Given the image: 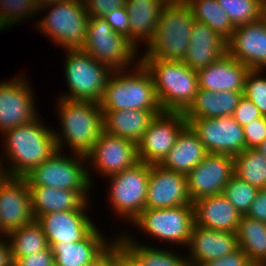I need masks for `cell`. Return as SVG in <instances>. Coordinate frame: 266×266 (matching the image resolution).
<instances>
[{
  "label": "cell",
  "mask_w": 266,
  "mask_h": 266,
  "mask_svg": "<svg viewBox=\"0 0 266 266\" xmlns=\"http://www.w3.org/2000/svg\"><path fill=\"white\" fill-rule=\"evenodd\" d=\"M6 238V234L2 231L1 229V224H0V239Z\"/></svg>",
  "instance_id": "obj_54"
},
{
  "label": "cell",
  "mask_w": 266,
  "mask_h": 266,
  "mask_svg": "<svg viewBox=\"0 0 266 266\" xmlns=\"http://www.w3.org/2000/svg\"><path fill=\"white\" fill-rule=\"evenodd\" d=\"M187 120L181 112H162L152 120L137 144L140 162L160 164L175 145Z\"/></svg>",
  "instance_id": "obj_12"
},
{
  "label": "cell",
  "mask_w": 266,
  "mask_h": 266,
  "mask_svg": "<svg viewBox=\"0 0 266 266\" xmlns=\"http://www.w3.org/2000/svg\"><path fill=\"white\" fill-rule=\"evenodd\" d=\"M66 0H37L36 6L37 8H41L50 4H54L56 2H64Z\"/></svg>",
  "instance_id": "obj_51"
},
{
  "label": "cell",
  "mask_w": 266,
  "mask_h": 266,
  "mask_svg": "<svg viewBox=\"0 0 266 266\" xmlns=\"http://www.w3.org/2000/svg\"><path fill=\"white\" fill-rule=\"evenodd\" d=\"M257 150H259L262 155L266 158V139L264 140V142L257 148Z\"/></svg>",
  "instance_id": "obj_53"
},
{
  "label": "cell",
  "mask_w": 266,
  "mask_h": 266,
  "mask_svg": "<svg viewBox=\"0 0 266 266\" xmlns=\"http://www.w3.org/2000/svg\"><path fill=\"white\" fill-rule=\"evenodd\" d=\"M186 120L208 153L235 156L245 150L243 127L233 116Z\"/></svg>",
  "instance_id": "obj_13"
},
{
  "label": "cell",
  "mask_w": 266,
  "mask_h": 266,
  "mask_svg": "<svg viewBox=\"0 0 266 266\" xmlns=\"http://www.w3.org/2000/svg\"><path fill=\"white\" fill-rule=\"evenodd\" d=\"M103 18L109 23L114 32L124 35L130 40V20L125 6L115 9Z\"/></svg>",
  "instance_id": "obj_43"
},
{
  "label": "cell",
  "mask_w": 266,
  "mask_h": 266,
  "mask_svg": "<svg viewBox=\"0 0 266 266\" xmlns=\"http://www.w3.org/2000/svg\"><path fill=\"white\" fill-rule=\"evenodd\" d=\"M246 216L266 223V189H260Z\"/></svg>",
  "instance_id": "obj_46"
},
{
  "label": "cell",
  "mask_w": 266,
  "mask_h": 266,
  "mask_svg": "<svg viewBox=\"0 0 266 266\" xmlns=\"http://www.w3.org/2000/svg\"><path fill=\"white\" fill-rule=\"evenodd\" d=\"M59 132L54 131L57 149L68 147L71 153L86 156L104 132L103 111L99 103L81 100L57 99Z\"/></svg>",
  "instance_id": "obj_2"
},
{
  "label": "cell",
  "mask_w": 266,
  "mask_h": 266,
  "mask_svg": "<svg viewBox=\"0 0 266 266\" xmlns=\"http://www.w3.org/2000/svg\"><path fill=\"white\" fill-rule=\"evenodd\" d=\"M236 27L261 18L262 0H217Z\"/></svg>",
  "instance_id": "obj_36"
},
{
  "label": "cell",
  "mask_w": 266,
  "mask_h": 266,
  "mask_svg": "<svg viewBox=\"0 0 266 266\" xmlns=\"http://www.w3.org/2000/svg\"><path fill=\"white\" fill-rule=\"evenodd\" d=\"M249 266H266V264H262V263H252Z\"/></svg>",
  "instance_id": "obj_55"
},
{
  "label": "cell",
  "mask_w": 266,
  "mask_h": 266,
  "mask_svg": "<svg viewBox=\"0 0 266 266\" xmlns=\"http://www.w3.org/2000/svg\"><path fill=\"white\" fill-rule=\"evenodd\" d=\"M29 189L35 220L51 212L90 209L89 190L55 189L47 186Z\"/></svg>",
  "instance_id": "obj_26"
},
{
  "label": "cell",
  "mask_w": 266,
  "mask_h": 266,
  "mask_svg": "<svg viewBox=\"0 0 266 266\" xmlns=\"http://www.w3.org/2000/svg\"><path fill=\"white\" fill-rule=\"evenodd\" d=\"M195 224L207 229L236 232L242 215L221 193L193 202Z\"/></svg>",
  "instance_id": "obj_25"
},
{
  "label": "cell",
  "mask_w": 266,
  "mask_h": 266,
  "mask_svg": "<svg viewBox=\"0 0 266 266\" xmlns=\"http://www.w3.org/2000/svg\"><path fill=\"white\" fill-rule=\"evenodd\" d=\"M0 156L4 157L3 154ZM5 161L6 160L4 158H2V160L0 158V187L12 177L8 167H5L3 164Z\"/></svg>",
  "instance_id": "obj_50"
},
{
  "label": "cell",
  "mask_w": 266,
  "mask_h": 266,
  "mask_svg": "<svg viewBox=\"0 0 266 266\" xmlns=\"http://www.w3.org/2000/svg\"><path fill=\"white\" fill-rule=\"evenodd\" d=\"M234 175V156L208 153L187 176V190L192 201L221 194Z\"/></svg>",
  "instance_id": "obj_15"
},
{
  "label": "cell",
  "mask_w": 266,
  "mask_h": 266,
  "mask_svg": "<svg viewBox=\"0 0 266 266\" xmlns=\"http://www.w3.org/2000/svg\"><path fill=\"white\" fill-rule=\"evenodd\" d=\"M90 18L104 17L106 14L125 6V0H83Z\"/></svg>",
  "instance_id": "obj_41"
},
{
  "label": "cell",
  "mask_w": 266,
  "mask_h": 266,
  "mask_svg": "<svg viewBox=\"0 0 266 266\" xmlns=\"http://www.w3.org/2000/svg\"><path fill=\"white\" fill-rule=\"evenodd\" d=\"M99 105L101 110H162L153 78L141 61L129 70H113Z\"/></svg>",
  "instance_id": "obj_4"
},
{
  "label": "cell",
  "mask_w": 266,
  "mask_h": 266,
  "mask_svg": "<svg viewBox=\"0 0 266 266\" xmlns=\"http://www.w3.org/2000/svg\"><path fill=\"white\" fill-rule=\"evenodd\" d=\"M117 266H140L117 240Z\"/></svg>",
  "instance_id": "obj_49"
},
{
  "label": "cell",
  "mask_w": 266,
  "mask_h": 266,
  "mask_svg": "<svg viewBox=\"0 0 266 266\" xmlns=\"http://www.w3.org/2000/svg\"><path fill=\"white\" fill-rule=\"evenodd\" d=\"M104 132L132 141L136 145L142 139L156 115L163 110H102Z\"/></svg>",
  "instance_id": "obj_27"
},
{
  "label": "cell",
  "mask_w": 266,
  "mask_h": 266,
  "mask_svg": "<svg viewBox=\"0 0 266 266\" xmlns=\"http://www.w3.org/2000/svg\"><path fill=\"white\" fill-rule=\"evenodd\" d=\"M227 52V40L207 24L195 21L183 62L198 71Z\"/></svg>",
  "instance_id": "obj_24"
},
{
  "label": "cell",
  "mask_w": 266,
  "mask_h": 266,
  "mask_svg": "<svg viewBox=\"0 0 266 266\" xmlns=\"http://www.w3.org/2000/svg\"><path fill=\"white\" fill-rule=\"evenodd\" d=\"M242 96L243 92L198 89L192 104L183 114L186 119L232 116Z\"/></svg>",
  "instance_id": "obj_30"
},
{
  "label": "cell",
  "mask_w": 266,
  "mask_h": 266,
  "mask_svg": "<svg viewBox=\"0 0 266 266\" xmlns=\"http://www.w3.org/2000/svg\"><path fill=\"white\" fill-rule=\"evenodd\" d=\"M264 71L266 70H249L245 78L243 96L253 102L260 113L266 117V76Z\"/></svg>",
  "instance_id": "obj_39"
},
{
  "label": "cell",
  "mask_w": 266,
  "mask_h": 266,
  "mask_svg": "<svg viewBox=\"0 0 266 266\" xmlns=\"http://www.w3.org/2000/svg\"><path fill=\"white\" fill-rule=\"evenodd\" d=\"M150 164L137 162L133 167L107 177L108 200L114 215L129 224L145 209Z\"/></svg>",
  "instance_id": "obj_11"
},
{
  "label": "cell",
  "mask_w": 266,
  "mask_h": 266,
  "mask_svg": "<svg viewBox=\"0 0 266 266\" xmlns=\"http://www.w3.org/2000/svg\"><path fill=\"white\" fill-rule=\"evenodd\" d=\"M14 266H55L51 247L35 252L25 257H14Z\"/></svg>",
  "instance_id": "obj_44"
},
{
  "label": "cell",
  "mask_w": 266,
  "mask_h": 266,
  "mask_svg": "<svg viewBox=\"0 0 266 266\" xmlns=\"http://www.w3.org/2000/svg\"><path fill=\"white\" fill-rule=\"evenodd\" d=\"M261 19L266 24V0H262Z\"/></svg>",
  "instance_id": "obj_52"
},
{
  "label": "cell",
  "mask_w": 266,
  "mask_h": 266,
  "mask_svg": "<svg viewBox=\"0 0 266 266\" xmlns=\"http://www.w3.org/2000/svg\"><path fill=\"white\" fill-rule=\"evenodd\" d=\"M207 154L205 146L187 124L160 165L167 170L187 175Z\"/></svg>",
  "instance_id": "obj_28"
},
{
  "label": "cell",
  "mask_w": 266,
  "mask_h": 266,
  "mask_svg": "<svg viewBox=\"0 0 266 266\" xmlns=\"http://www.w3.org/2000/svg\"><path fill=\"white\" fill-rule=\"evenodd\" d=\"M193 13L185 1L169 0L162 8L154 36L140 59L183 61L190 43Z\"/></svg>",
  "instance_id": "obj_3"
},
{
  "label": "cell",
  "mask_w": 266,
  "mask_h": 266,
  "mask_svg": "<svg viewBox=\"0 0 266 266\" xmlns=\"http://www.w3.org/2000/svg\"><path fill=\"white\" fill-rule=\"evenodd\" d=\"M40 117L2 134L5 166L12 177H24L58 151L53 128Z\"/></svg>",
  "instance_id": "obj_1"
},
{
  "label": "cell",
  "mask_w": 266,
  "mask_h": 266,
  "mask_svg": "<svg viewBox=\"0 0 266 266\" xmlns=\"http://www.w3.org/2000/svg\"><path fill=\"white\" fill-rule=\"evenodd\" d=\"M86 158L88 167L95 169L101 177L120 173L139 162L135 143L106 132L99 136Z\"/></svg>",
  "instance_id": "obj_16"
},
{
  "label": "cell",
  "mask_w": 266,
  "mask_h": 266,
  "mask_svg": "<svg viewBox=\"0 0 266 266\" xmlns=\"http://www.w3.org/2000/svg\"><path fill=\"white\" fill-rule=\"evenodd\" d=\"M64 51L66 60L63 71L69 92L60 97L99 103L113 70L82 49Z\"/></svg>",
  "instance_id": "obj_8"
},
{
  "label": "cell",
  "mask_w": 266,
  "mask_h": 266,
  "mask_svg": "<svg viewBox=\"0 0 266 266\" xmlns=\"http://www.w3.org/2000/svg\"><path fill=\"white\" fill-rule=\"evenodd\" d=\"M37 13L39 10L32 0H0V31L15 26L23 19H33L39 16Z\"/></svg>",
  "instance_id": "obj_37"
},
{
  "label": "cell",
  "mask_w": 266,
  "mask_h": 266,
  "mask_svg": "<svg viewBox=\"0 0 266 266\" xmlns=\"http://www.w3.org/2000/svg\"><path fill=\"white\" fill-rule=\"evenodd\" d=\"M193 205L187 190V176L150 164L145 209Z\"/></svg>",
  "instance_id": "obj_17"
},
{
  "label": "cell",
  "mask_w": 266,
  "mask_h": 266,
  "mask_svg": "<svg viewBox=\"0 0 266 266\" xmlns=\"http://www.w3.org/2000/svg\"><path fill=\"white\" fill-rule=\"evenodd\" d=\"M249 68L227 52L205 68L197 71L198 89L214 92H244Z\"/></svg>",
  "instance_id": "obj_22"
},
{
  "label": "cell",
  "mask_w": 266,
  "mask_h": 266,
  "mask_svg": "<svg viewBox=\"0 0 266 266\" xmlns=\"http://www.w3.org/2000/svg\"><path fill=\"white\" fill-rule=\"evenodd\" d=\"M86 210L51 212L36 221L42 226L48 242H80L97 226Z\"/></svg>",
  "instance_id": "obj_20"
},
{
  "label": "cell",
  "mask_w": 266,
  "mask_h": 266,
  "mask_svg": "<svg viewBox=\"0 0 266 266\" xmlns=\"http://www.w3.org/2000/svg\"><path fill=\"white\" fill-rule=\"evenodd\" d=\"M38 10V14L47 12L35 25L41 34L52 39L63 50L83 49L90 20L83 0L56 2Z\"/></svg>",
  "instance_id": "obj_6"
},
{
  "label": "cell",
  "mask_w": 266,
  "mask_h": 266,
  "mask_svg": "<svg viewBox=\"0 0 266 266\" xmlns=\"http://www.w3.org/2000/svg\"><path fill=\"white\" fill-rule=\"evenodd\" d=\"M234 174L259 189H266V158L257 149H245L234 156Z\"/></svg>",
  "instance_id": "obj_35"
},
{
  "label": "cell",
  "mask_w": 266,
  "mask_h": 266,
  "mask_svg": "<svg viewBox=\"0 0 266 266\" xmlns=\"http://www.w3.org/2000/svg\"><path fill=\"white\" fill-rule=\"evenodd\" d=\"M131 223L152 239L186 248L195 223L194 205L144 209Z\"/></svg>",
  "instance_id": "obj_10"
},
{
  "label": "cell",
  "mask_w": 266,
  "mask_h": 266,
  "mask_svg": "<svg viewBox=\"0 0 266 266\" xmlns=\"http://www.w3.org/2000/svg\"><path fill=\"white\" fill-rule=\"evenodd\" d=\"M168 1L125 0V7L130 20V41L137 48L142 43L147 45L154 36L160 12Z\"/></svg>",
  "instance_id": "obj_29"
},
{
  "label": "cell",
  "mask_w": 266,
  "mask_h": 266,
  "mask_svg": "<svg viewBox=\"0 0 266 266\" xmlns=\"http://www.w3.org/2000/svg\"><path fill=\"white\" fill-rule=\"evenodd\" d=\"M251 264L252 262L249 260L248 255L238 247L232 253L220 259L203 262L198 266H249Z\"/></svg>",
  "instance_id": "obj_45"
},
{
  "label": "cell",
  "mask_w": 266,
  "mask_h": 266,
  "mask_svg": "<svg viewBox=\"0 0 266 266\" xmlns=\"http://www.w3.org/2000/svg\"><path fill=\"white\" fill-rule=\"evenodd\" d=\"M6 237L11 244L13 257H25L49 247L42 226L36 220L9 232Z\"/></svg>",
  "instance_id": "obj_34"
},
{
  "label": "cell",
  "mask_w": 266,
  "mask_h": 266,
  "mask_svg": "<svg viewBox=\"0 0 266 266\" xmlns=\"http://www.w3.org/2000/svg\"><path fill=\"white\" fill-rule=\"evenodd\" d=\"M89 266H117V239Z\"/></svg>",
  "instance_id": "obj_47"
},
{
  "label": "cell",
  "mask_w": 266,
  "mask_h": 266,
  "mask_svg": "<svg viewBox=\"0 0 266 266\" xmlns=\"http://www.w3.org/2000/svg\"><path fill=\"white\" fill-rule=\"evenodd\" d=\"M65 153L56 151L48 160L25 175L24 178L29 187L47 186L55 189L92 190L94 181L91 178L92 173L88 171L91 169L85 165L87 164L86 156L71 153L68 157Z\"/></svg>",
  "instance_id": "obj_7"
},
{
  "label": "cell",
  "mask_w": 266,
  "mask_h": 266,
  "mask_svg": "<svg viewBox=\"0 0 266 266\" xmlns=\"http://www.w3.org/2000/svg\"><path fill=\"white\" fill-rule=\"evenodd\" d=\"M237 243L252 263L266 264V223L242 215L237 231Z\"/></svg>",
  "instance_id": "obj_32"
},
{
  "label": "cell",
  "mask_w": 266,
  "mask_h": 266,
  "mask_svg": "<svg viewBox=\"0 0 266 266\" xmlns=\"http://www.w3.org/2000/svg\"><path fill=\"white\" fill-rule=\"evenodd\" d=\"M118 237V238H117ZM116 239L140 266H190L186 255L181 256L171 250L139 244L129 234L122 232Z\"/></svg>",
  "instance_id": "obj_31"
},
{
  "label": "cell",
  "mask_w": 266,
  "mask_h": 266,
  "mask_svg": "<svg viewBox=\"0 0 266 266\" xmlns=\"http://www.w3.org/2000/svg\"><path fill=\"white\" fill-rule=\"evenodd\" d=\"M232 116L234 120L242 127L252 120L263 117L254 103L245 96H242L240 99L238 106L236 107Z\"/></svg>",
  "instance_id": "obj_42"
},
{
  "label": "cell",
  "mask_w": 266,
  "mask_h": 266,
  "mask_svg": "<svg viewBox=\"0 0 266 266\" xmlns=\"http://www.w3.org/2000/svg\"><path fill=\"white\" fill-rule=\"evenodd\" d=\"M29 184L24 177H11L0 187V224L9 232L34 221Z\"/></svg>",
  "instance_id": "obj_18"
},
{
  "label": "cell",
  "mask_w": 266,
  "mask_h": 266,
  "mask_svg": "<svg viewBox=\"0 0 266 266\" xmlns=\"http://www.w3.org/2000/svg\"><path fill=\"white\" fill-rule=\"evenodd\" d=\"M193 13L195 21L207 24L210 28L228 40L235 26L217 0H185Z\"/></svg>",
  "instance_id": "obj_33"
},
{
  "label": "cell",
  "mask_w": 266,
  "mask_h": 266,
  "mask_svg": "<svg viewBox=\"0 0 266 266\" xmlns=\"http://www.w3.org/2000/svg\"><path fill=\"white\" fill-rule=\"evenodd\" d=\"M245 149H257L266 139V117L252 120L243 126Z\"/></svg>",
  "instance_id": "obj_40"
},
{
  "label": "cell",
  "mask_w": 266,
  "mask_h": 266,
  "mask_svg": "<svg viewBox=\"0 0 266 266\" xmlns=\"http://www.w3.org/2000/svg\"><path fill=\"white\" fill-rule=\"evenodd\" d=\"M14 263L10 242L7 238L0 239V266H14Z\"/></svg>",
  "instance_id": "obj_48"
},
{
  "label": "cell",
  "mask_w": 266,
  "mask_h": 266,
  "mask_svg": "<svg viewBox=\"0 0 266 266\" xmlns=\"http://www.w3.org/2000/svg\"><path fill=\"white\" fill-rule=\"evenodd\" d=\"M27 81L25 76H15L0 82V133L38 118L34 91Z\"/></svg>",
  "instance_id": "obj_14"
},
{
  "label": "cell",
  "mask_w": 266,
  "mask_h": 266,
  "mask_svg": "<svg viewBox=\"0 0 266 266\" xmlns=\"http://www.w3.org/2000/svg\"><path fill=\"white\" fill-rule=\"evenodd\" d=\"M260 189L240 179L235 174L224 187L222 194L241 215H246Z\"/></svg>",
  "instance_id": "obj_38"
},
{
  "label": "cell",
  "mask_w": 266,
  "mask_h": 266,
  "mask_svg": "<svg viewBox=\"0 0 266 266\" xmlns=\"http://www.w3.org/2000/svg\"><path fill=\"white\" fill-rule=\"evenodd\" d=\"M106 240L95 228L80 242H48L54 254L55 266H89L114 241Z\"/></svg>",
  "instance_id": "obj_23"
},
{
  "label": "cell",
  "mask_w": 266,
  "mask_h": 266,
  "mask_svg": "<svg viewBox=\"0 0 266 266\" xmlns=\"http://www.w3.org/2000/svg\"><path fill=\"white\" fill-rule=\"evenodd\" d=\"M187 248L190 266L220 259L238 248L236 232L207 229L194 223Z\"/></svg>",
  "instance_id": "obj_21"
},
{
  "label": "cell",
  "mask_w": 266,
  "mask_h": 266,
  "mask_svg": "<svg viewBox=\"0 0 266 266\" xmlns=\"http://www.w3.org/2000/svg\"><path fill=\"white\" fill-rule=\"evenodd\" d=\"M153 78L163 112L184 113L198 91L197 71L183 61L140 59Z\"/></svg>",
  "instance_id": "obj_5"
},
{
  "label": "cell",
  "mask_w": 266,
  "mask_h": 266,
  "mask_svg": "<svg viewBox=\"0 0 266 266\" xmlns=\"http://www.w3.org/2000/svg\"><path fill=\"white\" fill-rule=\"evenodd\" d=\"M82 50L112 70L131 68L140 61L136 58L137 47L124 35L114 32L103 17L90 18Z\"/></svg>",
  "instance_id": "obj_9"
},
{
  "label": "cell",
  "mask_w": 266,
  "mask_h": 266,
  "mask_svg": "<svg viewBox=\"0 0 266 266\" xmlns=\"http://www.w3.org/2000/svg\"><path fill=\"white\" fill-rule=\"evenodd\" d=\"M227 53L249 69L266 70V24L259 20L236 26Z\"/></svg>",
  "instance_id": "obj_19"
}]
</instances>
